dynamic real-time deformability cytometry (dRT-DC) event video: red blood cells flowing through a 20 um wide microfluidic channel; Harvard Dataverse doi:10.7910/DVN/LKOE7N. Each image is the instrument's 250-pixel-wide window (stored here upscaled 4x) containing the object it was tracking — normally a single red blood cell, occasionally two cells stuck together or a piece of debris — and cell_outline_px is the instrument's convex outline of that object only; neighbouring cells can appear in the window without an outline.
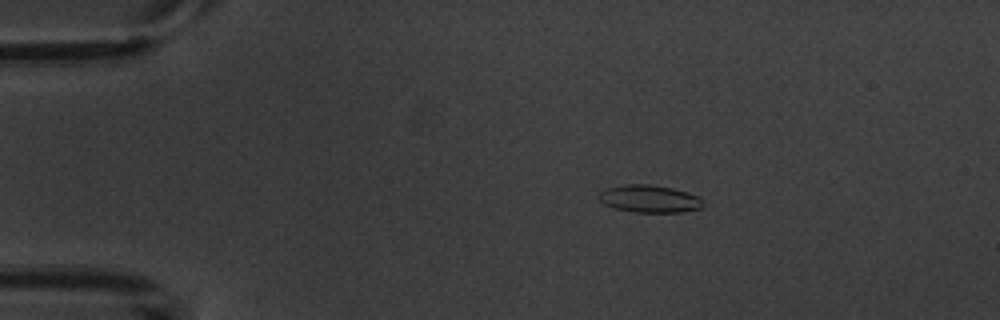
{"species": "common noctule bat (a hibernating species)", "species_latin": "Nyctalus noctula", "temperature_condition": "warm", "stored_images_in_passage": 5, "camera_frame_rate_fps": 3000, "um_per_image_px": 0.085, "animal": {"sex": "male", "body_mass_g": 20.1, "forearm_length_mm": 53.5}, "frame": {"image": 1, "passage_image": 2, "time_ms": 1.333, "image_size_px": [1000, 320], "cell_outline_px": [[704, 204], [700, 208], [680, 212], [632, 212], [616, 208], [604, 204], [596, 196], [604, 188], [624, 184], [652, 184], [672, 188], [688, 192], [696, 196]], "centroid_in_image_um": [55.14, 16.88], "position_along_channel_um": 29.9, "area_um2": 16.7}}
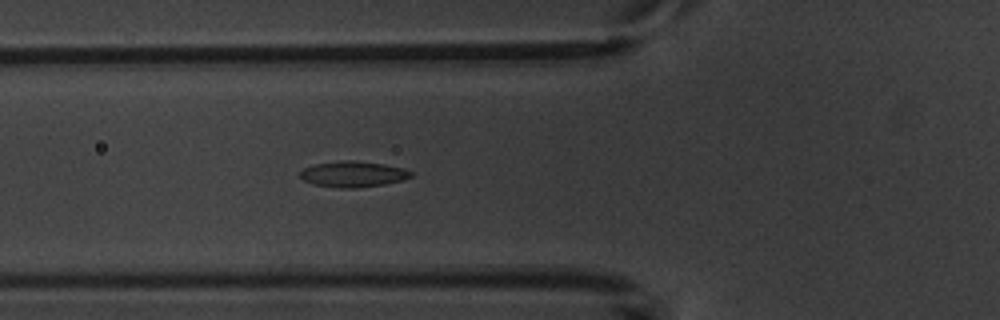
{"frame": {"image": 2, "passage_image": 5, "time_ms": 4.667, "image_size_px": [1000, 320], "cell_outline_px": [[412, 176], [404, 180], [384, 184], [360, 188], [340, 188], [312, 184], [304, 180], [300, 176], [300, 172], [304, 168], [316, 164], [348, 160], [356, 160], [384, 164], [404, 168], [412, 172]], "centroid_in_image_um": [30.04, 14.81], "position_along_channel_um": 95.8, "area_um2": 16.7}}